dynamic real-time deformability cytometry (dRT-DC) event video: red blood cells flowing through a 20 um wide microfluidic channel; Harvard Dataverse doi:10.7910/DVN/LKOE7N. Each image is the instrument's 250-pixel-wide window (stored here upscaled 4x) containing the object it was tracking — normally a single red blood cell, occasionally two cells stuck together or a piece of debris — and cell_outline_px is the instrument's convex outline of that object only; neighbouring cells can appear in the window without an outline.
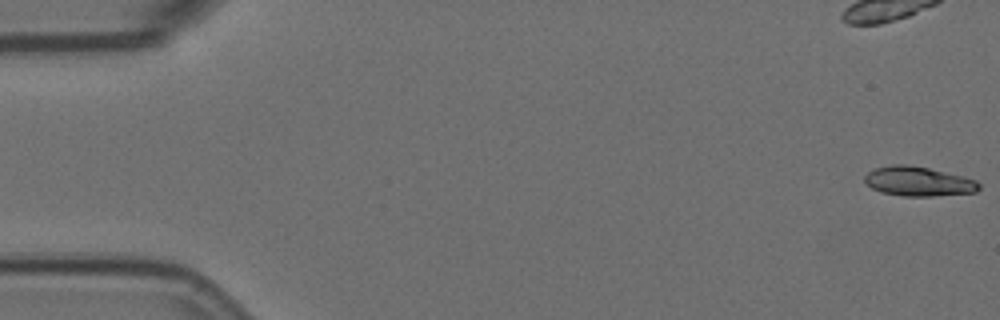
{"species": "Egyptian fruit bat (a non-hibernating species)", "species_latin": "Rousettus aegyptiacus", "temperature_condition": "room temperature", "stored_images_in_passage": 57, "camera_frame_rate_fps": 3000, "um_per_image_px": 0.085, "animal": {"sex": "female"}, "frame": {"image": 1, "passage_image": 1, "time_ms": 0.0, "image_size_px": [1000, 320], "cell_outline_px": [[980, 188], [976, 192], [932, 196], [904, 196], [880, 192], [872, 188], [864, 180], [864, 176], [868, 172], [876, 168], [892, 164], [904, 164], [928, 168], [976, 180], [980, 184]], "centroid_in_image_um": [78.04, 15.42], "position_along_channel_um": 7.0, "area_um2": 19.42}}